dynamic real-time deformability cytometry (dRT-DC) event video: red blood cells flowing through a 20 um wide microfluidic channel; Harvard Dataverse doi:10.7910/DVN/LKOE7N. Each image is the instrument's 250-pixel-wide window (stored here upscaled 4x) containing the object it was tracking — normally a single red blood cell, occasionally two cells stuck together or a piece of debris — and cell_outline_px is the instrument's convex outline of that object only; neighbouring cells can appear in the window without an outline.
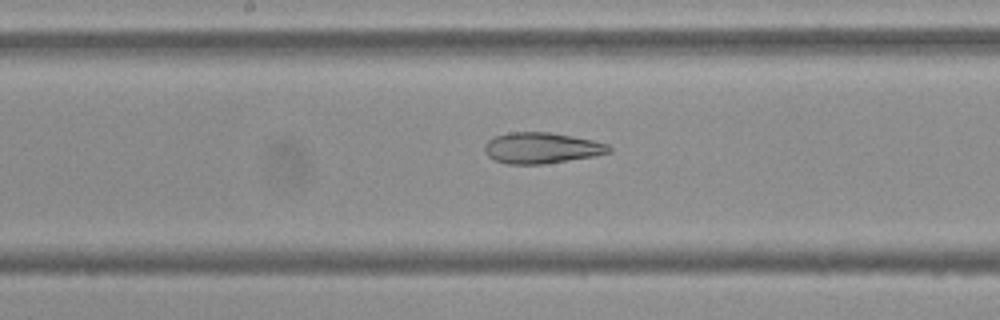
{"species": "Egyptian fruit bat (a non-hibernating species)", "species_latin": "Rousettus aegyptiacus", "temperature_condition": "cold", "stored_images_in_passage": 54, "camera_frame_rate_fps": 3000, "um_per_image_px": 0.085, "frame": {"image": 1, "passage_image": 28, "time_ms": 9.0, "image_size_px": [1000, 320], "cell_outline_px": [[612, 152], [592, 156], [544, 164], [508, 164], [496, 160], [488, 156], [484, 152], [484, 144], [492, 136], [508, 132], [548, 132], [572, 136], [592, 140], [608, 144], [612, 148]], "centroid_in_image_um": [46.0, 12.57], "position_along_channel_um": 202.2, "area_um2": 22.48}}
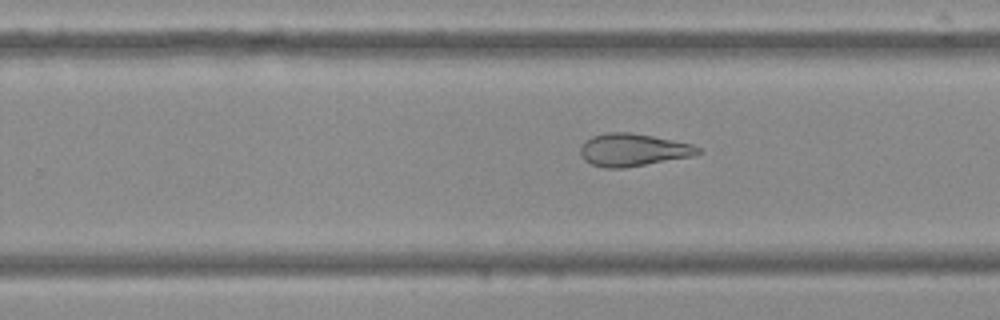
{"frame": {"image": 2, "passage_image": 34, "time_ms": 11.0, "image_size_px": [1000, 320], "cell_outline_px": [[700, 152], [692, 156], [624, 168], [604, 168], [592, 164], [584, 160], [580, 156], [580, 144], [584, 140], [592, 136], [608, 132], [628, 132], [652, 136], [692, 144], [700, 148]], "centroid_in_image_um": [53.74, 12.74], "position_along_channel_um": 276.1, "area_um2": 22.31}}
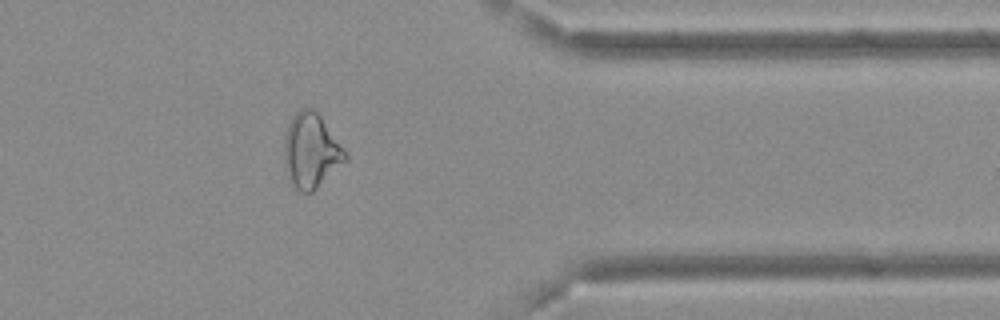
{"frame": {"image": 3, "passage_image": 44, "time_ms": 14.333, "image_size_px": [1000, 320], "cell_outline_px": [[348, 160], [312, 192], [300, 192], [296, 188], [284, 168], [284, 136], [288, 124], [292, 116], [300, 108], [312, 108], [320, 116], [348, 152]], "centroid_in_image_um": [26.45, 12.81], "position_along_channel_um": 384.9, "area_um2": 26.7}, "authors_computed_cell_mechanics": {"area_um2": 27.2238, "velocity_mm_per_s": 3.7084, "shape_relaxation_time_tau1_ms": null, "shape_relaxation_time_tau2_ms": 4.1091, "deformation_change_tau1": null, "deformation_change_tau2": 0.1296}}